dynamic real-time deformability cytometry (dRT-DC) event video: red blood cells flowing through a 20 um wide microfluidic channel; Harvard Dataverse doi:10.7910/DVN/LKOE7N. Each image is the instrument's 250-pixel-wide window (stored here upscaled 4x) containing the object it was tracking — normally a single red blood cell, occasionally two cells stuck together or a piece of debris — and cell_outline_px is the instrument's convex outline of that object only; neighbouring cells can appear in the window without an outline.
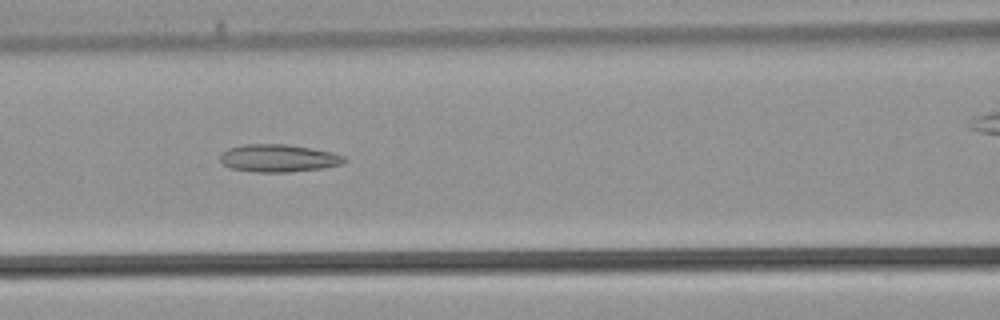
{"species": "common noctule bat (a hibernating species)", "species_latin": "Nyctalus noctula", "temperature_condition": "warm", "stored_images_in_passage": 28, "camera_frame_rate_fps": 3000, "um_per_image_px": 0.085, "animal": {"sex": "male", "body_mass_g": 21.5, "forearm_length_mm": 52.0}, "frame": {"image": 1, "passage_image": 13, "time_ms": 4.0, "image_size_px": [1000, 320], "cell_outline_px": [[348, 160], [344, 164], [324, 168], [288, 172], [256, 172], [228, 168], [220, 160], [220, 156], [228, 148], [244, 144], [288, 144], [312, 148], [332, 152], [344, 156]], "centroid_in_image_um": [23.7, 13.45], "position_along_channel_um": 142.9, "area_um2": 20.17}}
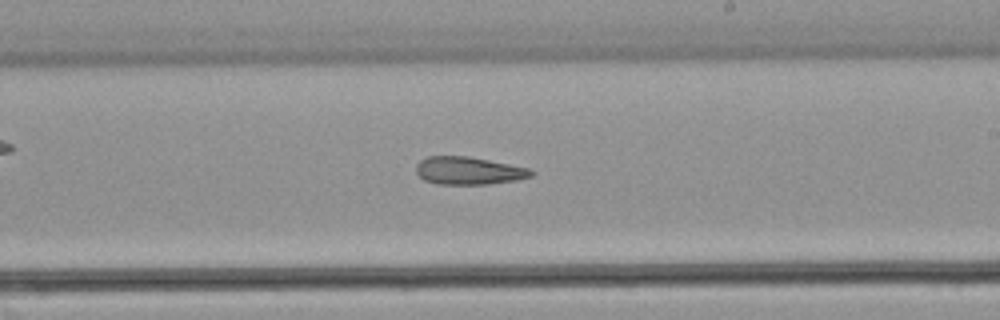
{"frame": {"image": 2, "passage_image": 19, "time_ms": 6.0, "image_size_px": [1000, 320], "cell_outline_px": [[536, 172], [532, 176], [516, 180], [488, 184], [436, 184], [424, 180], [416, 172], [416, 164], [420, 160], [428, 156], [468, 156], [528, 168]], "centroid_in_image_um": [39.81, 14.51], "position_along_channel_um": 249.2, "area_um2": 18.55}}
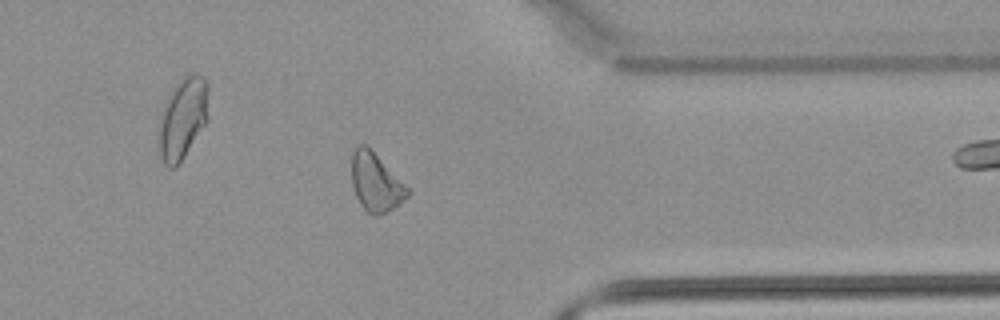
{"frame": {"image": 3, "passage_image": 27, "time_ms": 8.667, "image_size_px": [1000, 320], "cell_outline_px": [[412, 192], [404, 200], [388, 212], [376, 216], [372, 216], [360, 204], [356, 196], [352, 184], [352, 148], [360, 144], [364, 144]], "centroid_in_image_um": [31.92, 15.54], "position_along_channel_um": 379.5, "area_um2": 18.55}}